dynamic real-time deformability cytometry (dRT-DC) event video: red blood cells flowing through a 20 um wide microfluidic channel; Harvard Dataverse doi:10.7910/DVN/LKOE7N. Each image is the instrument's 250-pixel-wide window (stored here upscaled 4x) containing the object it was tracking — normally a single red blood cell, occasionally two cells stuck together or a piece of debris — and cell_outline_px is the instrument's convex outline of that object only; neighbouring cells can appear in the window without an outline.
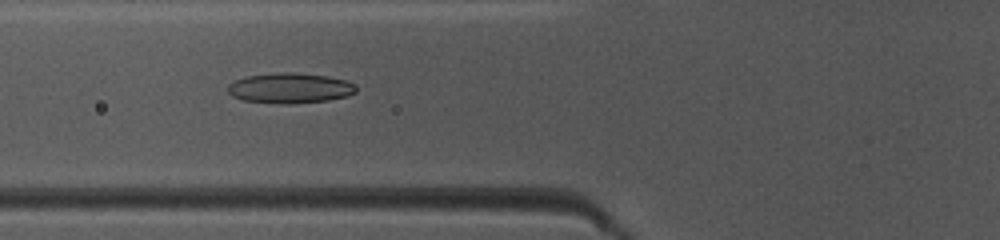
{"species": "common noctule bat (a hibernating species)", "species_latin": "Nyctalus noctula", "temperature_condition": "warm", "stored_images_in_passage": 49, "camera_frame_rate_fps": 3000, "um_per_image_px": 0.085, "animal": {"sex": "female", "body_mass_g": 10.0, "forearm_length_mm": 53.1}, "frame": {"image": 1, "passage_image": 19, "time_ms": 6.0, "image_size_px": [1000, 240], "cell_outline_px": [[356, 92], [348, 96], [328, 100], [288, 104], [284, 104], [244, 100], [232, 96], [228, 92], [228, 84], [232, 80], [248, 76], [288, 72], [328, 76], [348, 80], [356, 84]], "centroid_in_image_um": [24.67, 7.49], "position_along_channel_um": 101.1, "area_um2": 22.6}}
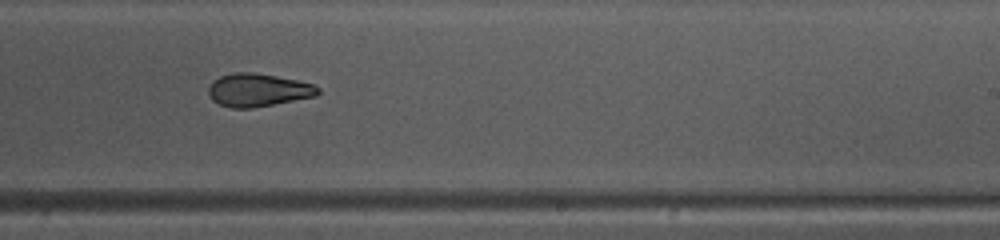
{"frame": {"image": 2, "passage_image": 31, "time_ms": 10.0, "image_size_px": [1000, 240], "cell_outline_px": [[320, 92], [316, 96], [252, 108], [232, 108], [220, 104], [212, 100], [208, 92], [208, 88], [212, 80], [220, 76], [236, 72], [252, 72], [276, 76], [296, 80], [312, 84], [320, 88]], "centroid_in_image_um": [21.91, 7.65], "position_along_channel_um": 267.1, "area_um2": 20.98}}
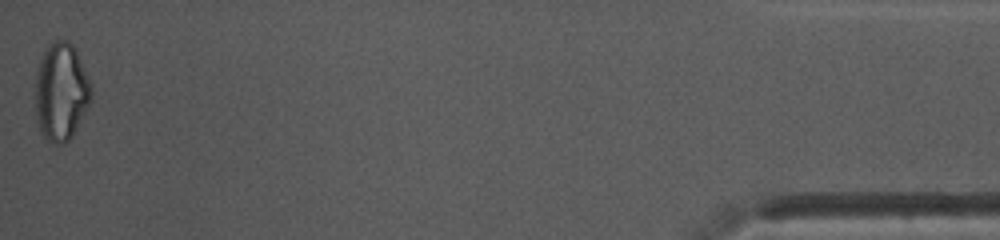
{"frame": {"image": 3, "passage_image": 49, "time_ms": 16.0, "image_size_px": [1000, 240], "cell_outline_px": [[92, 100], [72, 136], [64, 144], [56, 144], [48, 140], [40, 132], [36, 116], [36, 68], [44, 48], [48, 44], [56, 40], [68, 40], [72, 44], [76, 52], [92, 88]], "centroid_in_image_um": [5.18, 7.8], "position_along_channel_um": 430.0, "area_um2": 31.85}, "authors_computed_cell_mechanics": {"area_um2": 22.4264, "velocity_mm_per_s": 4.127, "shape_relaxation_time_tau1_ms": 6.7014, "shape_relaxation_time_tau2_ms": 2.6489, "deformation_change_tau1": 0.1783, "deformation_change_tau2": 0.0966}}